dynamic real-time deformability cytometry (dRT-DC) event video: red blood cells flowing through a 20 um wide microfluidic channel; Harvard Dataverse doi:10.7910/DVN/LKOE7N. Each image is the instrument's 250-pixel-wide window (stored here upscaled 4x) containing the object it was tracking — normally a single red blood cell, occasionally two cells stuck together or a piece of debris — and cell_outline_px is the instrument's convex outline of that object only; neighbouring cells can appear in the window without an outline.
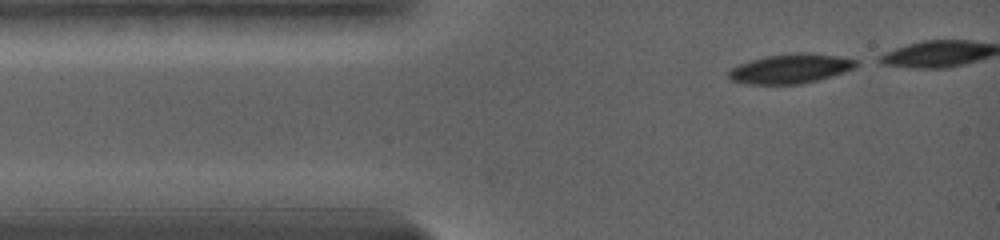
{"species": "common noctule bat (a hibernating species)", "species_latin": "Nyctalus noctula", "temperature_condition": "warm", "stored_images_in_passage": 10, "camera_frame_rate_fps": 5000, "um_per_image_px": 0.085, "animal": {"sex": "female", "body_mass_g": 19.0, "forearm_length_mm": 56.7}, "frame": {"image": 1, "passage_image": 1, "time_ms": 0.0, "image_size_px": [1000, 240], "cell_outline_px": [[856, 64], [852, 68], [816, 80], [796, 84], [752, 84], [732, 80], [728, 76], [728, 72], [732, 68], [740, 64], [752, 60], [768, 56], [836, 56], [856, 60]], "centroid_in_image_um": [67.08, 5.89], "position_along_channel_um": 17.9, "area_um2": 20.0}}
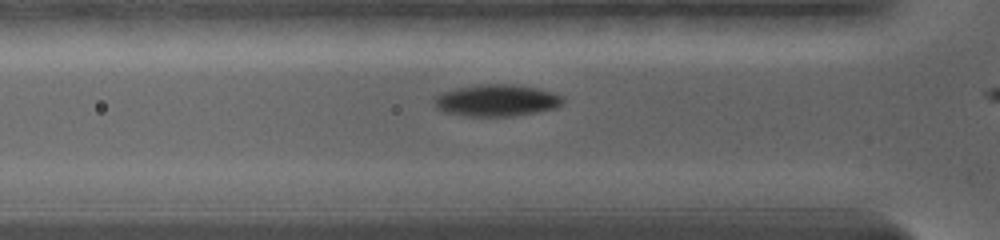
{"frame": {"image": 2, "passage_image": 7, "time_ms": 2.8, "image_size_px": [1000, 240], "cell_outline_px": [[564, 104], [556, 108], [536, 112], [512, 116], [464, 116], [444, 112], [436, 108], [432, 104], [432, 100], [440, 92], [456, 88], [476, 84], [516, 84], [536, 88], [552, 92], [564, 96]], "centroid_in_image_um": [42.18, 8.53], "position_along_channel_um": 83.6, "area_um2": 24.28}}